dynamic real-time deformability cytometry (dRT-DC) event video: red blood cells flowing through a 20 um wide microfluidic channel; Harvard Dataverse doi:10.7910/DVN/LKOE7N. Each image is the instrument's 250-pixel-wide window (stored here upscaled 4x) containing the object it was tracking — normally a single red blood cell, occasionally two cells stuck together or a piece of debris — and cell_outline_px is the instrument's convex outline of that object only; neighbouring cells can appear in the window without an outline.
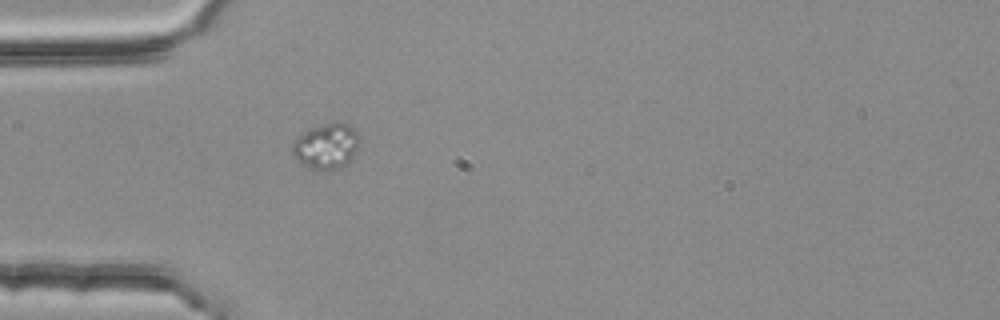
{"species": "common noctule bat (a hibernating species)", "species_latin": "Nyctalus noctula", "temperature_condition": "room temperature", "stored_images_in_passage": 1, "camera_frame_rate_fps": 3000, "um_per_image_px": 0.085, "animal": {"sex": "female", "body_mass_g": 25.1}, "frame": {"image": 1, "passage_image": 1, "time_ms": 0.0, "image_size_px": [1000, 320], "cell_outline_px": [[360, 140], [356, 152], [340, 168], [332, 172], [328, 172], [308, 168], [300, 164], [292, 156], [292, 144], [308, 128], [328, 124], [348, 124], [360, 136]], "centroid_in_image_um": [27.71, 12.49], "position_along_channel_um": 57.3, "area_um2": 17.8}}